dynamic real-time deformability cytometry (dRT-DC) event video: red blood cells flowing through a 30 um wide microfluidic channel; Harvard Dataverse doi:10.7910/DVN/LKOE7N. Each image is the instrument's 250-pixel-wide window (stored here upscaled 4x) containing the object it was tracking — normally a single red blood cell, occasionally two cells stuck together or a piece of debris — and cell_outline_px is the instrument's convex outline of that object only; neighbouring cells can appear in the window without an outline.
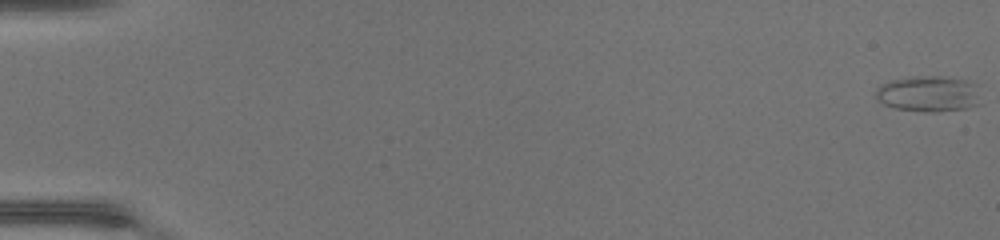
{"species": "common noctule bat (a hibernating species)", "species_latin": "Nyctalus noctula", "temperature_condition": "warm", "stored_images_in_passage": 49, "camera_frame_rate_fps": 3000, "um_per_image_px": 0.085, "animal": {"sex": "female", "body_mass_g": 17.0, "forearm_length_mm": 48.0}, "frame": {"image": 1, "passage_image": 1, "time_ms": 0.0, "image_size_px": [1000, 240], "cell_outline_px": [[976, 104], [968, 108], [936, 112], [928, 112], [896, 108], [884, 104], [876, 96], [876, 88], [880, 84], [892, 80], [928, 76], [940, 76], [964, 80], [976, 84]], "centroid_in_image_um": [78.88, 7.98], "position_along_channel_um": 6.1, "area_um2": 21.33}}
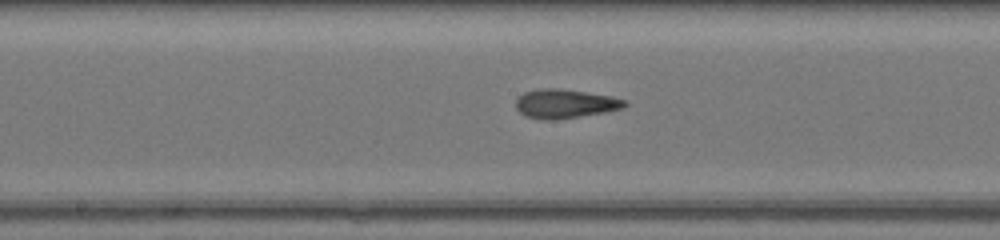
{"frame": {"image": 2, "passage_image": 27, "time_ms": 8.667, "image_size_px": [1000, 240], "cell_outline_px": [[628, 104], [620, 108], [604, 112], [556, 120], [544, 120], [528, 116], [520, 112], [516, 108], [516, 100], [524, 92], [540, 88], [556, 88], [612, 96], [624, 100]], "centroid_in_image_um": [48.0, 8.81], "position_along_channel_um": 200.2, "area_um2": 18.09}}
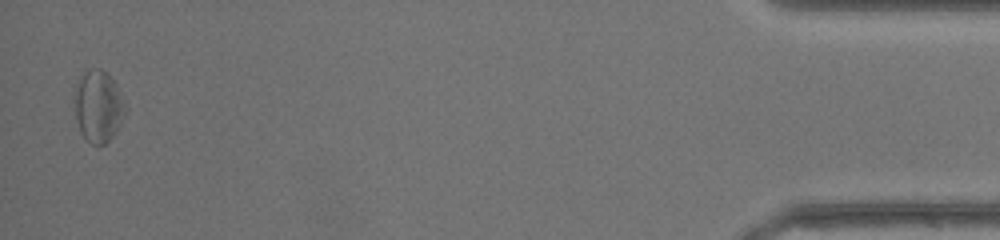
{"frame": {"image": 3, "passage_image": 48, "time_ms": 15.667, "image_size_px": [1000, 240], "cell_outline_px": [[128, 108], [116, 132], [104, 144], [92, 144], [80, 132], [76, 116], [76, 92], [80, 80], [84, 72], [92, 68], [100, 68], [116, 84]], "centroid_in_image_um": [8.4, 9.05], "position_along_channel_um": 426.8, "area_um2": 20.63}, "authors_computed_cell_mechanics": {"area_um2": 18.8428, "velocity_mm_per_s": 4.4557, "shape_relaxation_time_tau1_ms": 7.5845, "shape_relaxation_time_tau2_ms": 2.977, "deformation_change_tau1": 0.2116, "deformation_change_tau2": 0.1243}}